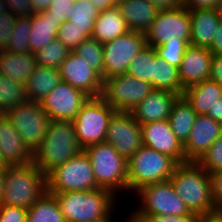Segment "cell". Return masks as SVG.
Listing matches in <instances>:
<instances>
[{
	"label": "cell",
	"instance_id": "6da1fadb",
	"mask_svg": "<svg viewBox=\"0 0 222 222\" xmlns=\"http://www.w3.org/2000/svg\"><path fill=\"white\" fill-rule=\"evenodd\" d=\"M52 194L66 222H98L109 219L115 213L117 196L105 188Z\"/></svg>",
	"mask_w": 222,
	"mask_h": 222
},
{
	"label": "cell",
	"instance_id": "7a4b0ae2",
	"mask_svg": "<svg viewBox=\"0 0 222 222\" xmlns=\"http://www.w3.org/2000/svg\"><path fill=\"white\" fill-rule=\"evenodd\" d=\"M169 180L196 217L217 210L212 197L210 174L197 162L178 164Z\"/></svg>",
	"mask_w": 222,
	"mask_h": 222
},
{
	"label": "cell",
	"instance_id": "3957f363",
	"mask_svg": "<svg viewBox=\"0 0 222 222\" xmlns=\"http://www.w3.org/2000/svg\"><path fill=\"white\" fill-rule=\"evenodd\" d=\"M82 150L73 121L50 120L42 143L33 152L32 161L47 175Z\"/></svg>",
	"mask_w": 222,
	"mask_h": 222
},
{
	"label": "cell",
	"instance_id": "277c9868",
	"mask_svg": "<svg viewBox=\"0 0 222 222\" xmlns=\"http://www.w3.org/2000/svg\"><path fill=\"white\" fill-rule=\"evenodd\" d=\"M46 192V175L32 161L7 166L0 205L29 209Z\"/></svg>",
	"mask_w": 222,
	"mask_h": 222
},
{
	"label": "cell",
	"instance_id": "5b68a950",
	"mask_svg": "<svg viewBox=\"0 0 222 222\" xmlns=\"http://www.w3.org/2000/svg\"><path fill=\"white\" fill-rule=\"evenodd\" d=\"M91 161L97 185L112 191L128 190V161L112 145L106 142L93 144L84 149ZM118 193V194H117Z\"/></svg>",
	"mask_w": 222,
	"mask_h": 222
},
{
	"label": "cell",
	"instance_id": "8992f818",
	"mask_svg": "<svg viewBox=\"0 0 222 222\" xmlns=\"http://www.w3.org/2000/svg\"><path fill=\"white\" fill-rule=\"evenodd\" d=\"M128 191L167 181L178 163L168 155L142 145L128 160Z\"/></svg>",
	"mask_w": 222,
	"mask_h": 222
},
{
	"label": "cell",
	"instance_id": "52a82bcc",
	"mask_svg": "<svg viewBox=\"0 0 222 222\" xmlns=\"http://www.w3.org/2000/svg\"><path fill=\"white\" fill-rule=\"evenodd\" d=\"M98 188L90 158L84 150L46 175V191L50 193L91 191Z\"/></svg>",
	"mask_w": 222,
	"mask_h": 222
},
{
	"label": "cell",
	"instance_id": "ba28073f",
	"mask_svg": "<svg viewBox=\"0 0 222 222\" xmlns=\"http://www.w3.org/2000/svg\"><path fill=\"white\" fill-rule=\"evenodd\" d=\"M136 193L141 204L130 216H195L177 195L170 180L146 185Z\"/></svg>",
	"mask_w": 222,
	"mask_h": 222
},
{
	"label": "cell",
	"instance_id": "9c48e42d",
	"mask_svg": "<svg viewBox=\"0 0 222 222\" xmlns=\"http://www.w3.org/2000/svg\"><path fill=\"white\" fill-rule=\"evenodd\" d=\"M115 112L101 97L86 101L73 120L77 141L83 150L105 141L109 121Z\"/></svg>",
	"mask_w": 222,
	"mask_h": 222
},
{
	"label": "cell",
	"instance_id": "30bf717a",
	"mask_svg": "<svg viewBox=\"0 0 222 222\" xmlns=\"http://www.w3.org/2000/svg\"><path fill=\"white\" fill-rule=\"evenodd\" d=\"M4 115L19 132L26 146L34 152L42 143L50 122L40 102L26 100L6 111Z\"/></svg>",
	"mask_w": 222,
	"mask_h": 222
},
{
	"label": "cell",
	"instance_id": "8fae6325",
	"mask_svg": "<svg viewBox=\"0 0 222 222\" xmlns=\"http://www.w3.org/2000/svg\"><path fill=\"white\" fill-rule=\"evenodd\" d=\"M153 90L150 83L122 74L103 80L101 98L116 112H131Z\"/></svg>",
	"mask_w": 222,
	"mask_h": 222
},
{
	"label": "cell",
	"instance_id": "7c38bea8",
	"mask_svg": "<svg viewBox=\"0 0 222 222\" xmlns=\"http://www.w3.org/2000/svg\"><path fill=\"white\" fill-rule=\"evenodd\" d=\"M147 45L146 35L130 31L103 44L102 80L126 74L130 61Z\"/></svg>",
	"mask_w": 222,
	"mask_h": 222
},
{
	"label": "cell",
	"instance_id": "4fadbf2b",
	"mask_svg": "<svg viewBox=\"0 0 222 222\" xmlns=\"http://www.w3.org/2000/svg\"><path fill=\"white\" fill-rule=\"evenodd\" d=\"M145 35L147 45L152 47L167 41H186L190 44L189 10L180 5L175 9L159 11Z\"/></svg>",
	"mask_w": 222,
	"mask_h": 222
},
{
	"label": "cell",
	"instance_id": "5bb4252c",
	"mask_svg": "<svg viewBox=\"0 0 222 222\" xmlns=\"http://www.w3.org/2000/svg\"><path fill=\"white\" fill-rule=\"evenodd\" d=\"M104 142L128 160L143 145L141 126L130 112H115L109 121Z\"/></svg>",
	"mask_w": 222,
	"mask_h": 222
},
{
	"label": "cell",
	"instance_id": "9a60e30c",
	"mask_svg": "<svg viewBox=\"0 0 222 222\" xmlns=\"http://www.w3.org/2000/svg\"><path fill=\"white\" fill-rule=\"evenodd\" d=\"M90 97L61 81L40 102L50 120L73 121Z\"/></svg>",
	"mask_w": 222,
	"mask_h": 222
},
{
	"label": "cell",
	"instance_id": "2e32d148",
	"mask_svg": "<svg viewBox=\"0 0 222 222\" xmlns=\"http://www.w3.org/2000/svg\"><path fill=\"white\" fill-rule=\"evenodd\" d=\"M61 81L82 91L90 98L101 97L103 80L101 76L84 59L70 51L59 67Z\"/></svg>",
	"mask_w": 222,
	"mask_h": 222
},
{
	"label": "cell",
	"instance_id": "e0dca14e",
	"mask_svg": "<svg viewBox=\"0 0 222 222\" xmlns=\"http://www.w3.org/2000/svg\"><path fill=\"white\" fill-rule=\"evenodd\" d=\"M144 146L173 158L178 164L186 163L183 145L173 133L168 120L140 124Z\"/></svg>",
	"mask_w": 222,
	"mask_h": 222
},
{
	"label": "cell",
	"instance_id": "ac0fdd59",
	"mask_svg": "<svg viewBox=\"0 0 222 222\" xmlns=\"http://www.w3.org/2000/svg\"><path fill=\"white\" fill-rule=\"evenodd\" d=\"M222 124L207 115H197L186 143L183 145L187 162H198L221 136Z\"/></svg>",
	"mask_w": 222,
	"mask_h": 222
},
{
	"label": "cell",
	"instance_id": "d6986e66",
	"mask_svg": "<svg viewBox=\"0 0 222 222\" xmlns=\"http://www.w3.org/2000/svg\"><path fill=\"white\" fill-rule=\"evenodd\" d=\"M213 53L206 47L188 45L178 68L183 89L210 78Z\"/></svg>",
	"mask_w": 222,
	"mask_h": 222
},
{
	"label": "cell",
	"instance_id": "ffe728a7",
	"mask_svg": "<svg viewBox=\"0 0 222 222\" xmlns=\"http://www.w3.org/2000/svg\"><path fill=\"white\" fill-rule=\"evenodd\" d=\"M0 155L7 166L31 163L33 152L4 114H0Z\"/></svg>",
	"mask_w": 222,
	"mask_h": 222
},
{
	"label": "cell",
	"instance_id": "44dd1931",
	"mask_svg": "<svg viewBox=\"0 0 222 222\" xmlns=\"http://www.w3.org/2000/svg\"><path fill=\"white\" fill-rule=\"evenodd\" d=\"M180 96L154 89L130 113L139 124L168 120L173 104Z\"/></svg>",
	"mask_w": 222,
	"mask_h": 222
},
{
	"label": "cell",
	"instance_id": "7402d4cb",
	"mask_svg": "<svg viewBox=\"0 0 222 222\" xmlns=\"http://www.w3.org/2000/svg\"><path fill=\"white\" fill-rule=\"evenodd\" d=\"M191 24L190 45L210 48L220 16L216 8H197L189 11Z\"/></svg>",
	"mask_w": 222,
	"mask_h": 222
},
{
	"label": "cell",
	"instance_id": "603a6c76",
	"mask_svg": "<svg viewBox=\"0 0 222 222\" xmlns=\"http://www.w3.org/2000/svg\"><path fill=\"white\" fill-rule=\"evenodd\" d=\"M117 8L131 31L144 34L159 12L148 0H121Z\"/></svg>",
	"mask_w": 222,
	"mask_h": 222
},
{
	"label": "cell",
	"instance_id": "cb8c5ba5",
	"mask_svg": "<svg viewBox=\"0 0 222 222\" xmlns=\"http://www.w3.org/2000/svg\"><path fill=\"white\" fill-rule=\"evenodd\" d=\"M36 65L34 53L0 50V75L3 77L26 84Z\"/></svg>",
	"mask_w": 222,
	"mask_h": 222
},
{
	"label": "cell",
	"instance_id": "d4e9b609",
	"mask_svg": "<svg viewBox=\"0 0 222 222\" xmlns=\"http://www.w3.org/2000/svg\"><path fill=\"white\" fill-rule=\"evenodd\" d=\"M61 24L53 16H49V11L33 13L30 16L31 32L29 34V50L35 53L41 50L49 42L57 38Z\"/></svg>",
	"mask_w": 222,
	"mask_h": 222
},
{
	"label": "cell",
	"instance_id": "484cf974",
	"mask_svg": "<svg viewBox=\"0 0 222 222\" xmlns=\"http://www.w3.org/2000/svg\"><path fill=\"white\" fill-rule=\"evenodd\" d=\"M130 31L131 30L125 19L120 14L119 9L113 7L99 12L98 17L94 22L91 37L101 44H105Z\"/></svg>",
	"mask_w": 222,
	"mask_h": 222
},
{
	"label": "cell",
	"instance_id": "4316f807",
	"mask_svg": "<svg viewBox=\"0 0 222 222\" xmlns=\"http://www.w3.org/2000/svg\"><path fill=\"white\" fill-rule=\"evenodd\" d=\"M182 96L198 115H207L209 108L222 97V85L211 79L204 80L186 88Z\"/></svg>",
	"mask_w": 222,
	"mask_h": 222
},
{
	"label": "cell",
	"instance_id": "83f0119b",
	"mask_svg": "<svg viewBox=\"0 0 222 222\" xmlns=\"http://www.w3.org/2000/svg\"><path fill=\"white\" fill-rule=\"evenodd\" d=\"M60 82L59 69L36 65L26 83L27 100L41 102Z\"/></svg>",
	"mask_w": 222,
	"mask_h": 222
},
{
	"label": "cell",
	"instance_id": "f1b7e54d",
	"mask_svg": "<svg viewBox=\"0 0 222 222\" xmlns=\"http://www.w3.org/2000/svg\"><path fill=\"white\" fill-rule=\"evenodd\" d=\"M197 115V112L183 96H180L173 104L168 121L173 133L182 145L188 140Z\"/></svg>",
	"mask_w": 222,
	"mask_h": 222
},
{
	"label": "cell",
	"instance_id": "f546056e",
	"mask_svg": "<svg viewBox=\"0 0 222 222\" xmlns=\"http://www.w3.org/2000/svg\"><path fill=\"white\" fill-rule=\"evenodd\" d=\"M153 89L173 92L179 96L184 93L178 68L157 55L154 57Z\"/></svg>",
	"mask_w": 222,
	"mask_h": 222
},
{
	"label": "cell",
	"instance_id": "4dcf8cb0",
	"mask_svg": "<svg viewBox=\"0 0 222 222\" xmlns=\"http://www.w3.org/2000/svg\"><path fill=\"white\" fill-rule=\"evenodd\" d=\"M27 222H66L54 194L43 193L27 210Z\"/></svg>",
	"mask_w": 222,
	"mask_h": 222
},
{
	"label": "cell",
	"instance_id": "1f68e13d",
	"mask_svg": "<svg viewBox=\"0 0 222 222\" xmlns=\"http://www.w3.org/2000/svg\"><path fill=\"white\" fill-rule=\"evenodd\" d=\"M98 15V10L90 0H75L67 21L91 37Z\"/></svg>",
	"mask_w": 222,
	"mask_h": 222
},
{
	"label": "cell",
	"instance_id": "d6a6232c",
	"mask_svg": "<svg viewBox=\"0 0 222 222\" xmlns=\"http://www.w3.org/2000/svg\"><path fill=\"white\" fill-rule=\"evenodd\" d=\"M27 100L26 84L0 75V114Z\"/></svg>",
	"mask_w": 222,
	"mask_h": 222
},
{
	"label": "cell",
	"instance_id": "836d02e7",
	"mask_svg": "<svg viewBox=\"0 0 222 222\" xmlns=\"http://www.w3.org/2000/svg\"><path fill=\"white\" fill-rule=\"evenodd\" d=\"M156 55L155 48L146 45L135 58L130 61L126 74L150 83L153 87L154 57Z\"/></svg>",
	"mask_w": 222,
	"mask_h": 222
},
{
	"label": "cell",
	"instance_id": "e575fe53",
	"mask_svg": "<svg viewBox=\"0 0 222 222\" xmlns=\"http://www.w3.org/2000/svg\"><path fill=\"white\" fill-rule=\"evenodd\" d=\"M69 52L70 50L58 38H55L41 50L34 53L36 64L42 67L59 69Z\"/></svg>",
	"mask_w": 222,
	"mask_h": 222
},
{
	"label": "cell",
	"instance_id": "d590c367",
	"mask_svg": "<svg viewBox=\"0 0 222 222\" xmlns=\"http://www.w3.org/2000/svg\"><path fill=\"white\" fill-rule=\"evenodd\" d=\"M81 56L89 67L94 69L101 77L103 75V44L92 37L85 39L74 50Z\"/></svg>",
	"mask_w": 222,
	"mask_h": 222
},
{
	"label": "cell",
	"instance_id": "8d00e7d4",
	"mask_svg": "<svg viewBox=\"0 0 222 222\" xmlns=\"http://www.w3.org/2000/svg\"><path fill=\"white\" fill-rule=\"evenodd\" d=\"M31 32L30 17H17L13 33L4 49L12 53H28L29 50V34Z\"/></svg>",
	"mask_w": 222,
	"mask_h": 222
},
{
	"label": "cell",
	"instance_id": "74e56055",
	"mask_svg": "<svg viewBox=\"0 0 222 222\" xmlns=\"http://www.w3.org/2000/svg\"><path fill=\"white\" fill-rule=\"evenodd\" d=\"M188 45L186 41H167L154 48L158 57L179 68Z\"/></svg>",
	"mask_w": 222,
	"mask_h": 222
},
{
	"label": "cell",
	"instance_id": "f35d334b",
	"mask_svg": "<svg viewBox=\"0 0 222 222\" xmlns=\"http://www.w3.org/2000/svg\"><path fill=\"white\" fill-rule=\"evenodd\" d=\"M85 32L75 27L69 21L61 24L58 30L57 38L70 50L73 51L85 39L89 38Z\"/></svg>",
	"mask_w": 222,
	"mask_h": 222
},
{
	"label": "cell",
	"instance_id": "ab89813d",
	"mask_svg": "<svg viewBox=\"0 0 222 222\" xmlns=\"http://www.w3.org/2000/svg\"><path fill=\"white\" fill-rule=\"evenodd\" d=\"M197 163L208 173L222 170V134Z\"/></svg>",
	"mask_w": 222,
	"mask_h": 222
},
{
	"label": "cell",
	"instance_id": "60d3db41",
	"mask_svg": "<svg viewBox=\"0 0 222 222\" xmlns=\"http://www.w3.org/2000/svg\"><path fill=\"white\" fill-rule=\"evenodd\" d=\"M16 16L10 12L0 13V50H4L13 33Z\"/></svg>",
	"mask_w": 222,
	"mask_h": 222
},
{
	"label": "cell",
	"instance_id": "b9f144b4",
	"mask_svg": "<svg viewBox=\"0 0 222 222\" xmlns=\"http://www.w3.org/2000/svg\"><path fill=\"white\" fill-rule=\"evenodd\" d=\"M196 218L176 215L129 216L126 222H196Z\"/></svg>",
	"mask_w": 222,
	"mask_h": 222
},
{
	"label": "cell",
	"instance_id": "7bdbcfd3",
	"mask_svg": "<svg viewBox=\"0 0 222 222\" xmlns=\"http://www.w3.org/2000/svg\"><path fill=\"white\" fill-rule=\"evenodd\" d=\"M75 0H52L49 8V16H53L60 23L67 21Z\"/></svg>",
	"mask_w": 222,
	"mask_h": 222
},
{
	"label": "cell",
	"instance_id": "ee69618b",
	"mask_svg": "<svg viewBox=\"0 0 222 222\" xmlns=\"http://www.w3.org/2000/svg\"><path fill=\"white\" fill-rule=\"evenodd\" d=\"M26 208L0 205V222H27Z\"/></svg>",
	"mask_w": 222,
	"mask_h": 222
},
{
	"label": "cell",
	"instance_id": "f6af8a7d",
	"mask_svg": "<svg viewBox=\"0 0 222 222\" xmlns=\"http://www.w3.org/2000/svg\"><path fill=\"white\" fill-rule=\"evenodd\" d=\"M9 7V12L16 17H30L34 11L31 0H4Z\"/></svg>",
	"mask_w": 222,
	"mask_h": 222
},
{
	"label": "cell",
	"instance_id": "bcb514c9",
	"mask_svg": "<svg viewBox=\"0 0 222 222\" xmlns=\"http://www.w3.org/2000/svg\"><path fill=\"white\" fill-rule=\"evenodd\" d=\"M211 177L212 197L217 209H222V170L209 173Z\"/></svg>",
	"mask_w": 222,
	"mask_h": 222
},
{
	"label": "cell",
	"instance_id": "7dc6e473",
	"mask_svg": "<svg viewBox=\"0 0 222 222\" xmlns=\"http://www.w3.org/2000/svg\"><path fill=\"white\" fill-rule=\"evenodd\" d=\"M209 79L222 85V54L213 55Z\"/></svg>",
	"mask_w": 222,
	"mask_h": 222
},
{
	"label": "cell",
	"instance_id": "c3c4849f",
	"mask_svg": "<svg viewBox=\"0 0 222 222\" xmlns=\"http://www.w3.org/2000/svg\"><path fill=\"white\" fill-rule=\"evenodd\" d=\"M219 0H185L181 5L189 11L197 8H216Z\"/></svg>",
	"mask_w": 222,
	"mask_h": 222
},
{
	"label": "cell",
	"instance_id": "681fc988",
	"mask_svg": "<svg viewBox=\"0 0 222 222\" xmlns=\"http://www.w3.org/2000/svg\"><path fill=\"white\" fill-rule=\"evenodd\" d=\"M209 50L213 53V55L222 54V18L219 20V25Z\"/></svg>",
	"mask_w": 222,
	"mask_h": 222
},
{
	"label": "cell",
	"instance_id": "f907efd6",
	"mask_svg": "<svg viewBox=\"0 0 222 222\" xmlns=\"http://www.w3.org/2000/svg\"><path fill=\"white\" fill-rule=\"evenodd\" d=\"M158 11L171 10L179 7L181 4L177 0H148Z\"/></svg>",
	"mask_w": 222,
	"mask_h": 222
},
{
	"label": "cell",
	"instance_id": "816d5d0a",
	"mask_svg": "<svg viewBox=\"0 0 222 222\" xmlns=\"http://www.w3.org/2000/svg\"><path fill=\"white\" fill-rule=\"evenodd\" d=\"M196 222H222V209L199 215Z\"/></svg>",
	"mask_w": 222,
	"mask_h": 222
},
{
	"label": "cell",
	"instance_id": "f5cc1de1",
	"mask_svg": "<svg viewBox=\"0 0 222 222\" xmlns=\"http://www.w3.org/2000/svg\"><path fill=\"white\" fill-rule=\"evenodd\" d=\"M93 6L98 10V12H102L106 9H110L113 7H117V4L121 0H90Z\"/></svg>",
	"mask_w": 222,
	"mask_h": 222
},
{
	"label": "cell",
	"instance_id": "db71d44e",
	"mask_svg": "<svg viewBox=\"0 0 222 222\" xmlns=\"http://www.w3.org/2000/svg\"><path fill=\"white\" fill-rule=\"evenodd\" d=\"M207 116L222 124V97L216 101L213 107L209 108Z\"/></svg>",
	"mask_w": 222,
	"mask_h": 222
},
{
	"label": "cell",
	"instance_id": "11a10c76",
	"mask_svg": "<svg viewBox=\"0 0 222 222\" xmlns=\"http://www.w3.org/2000/svg\"><path fill=\"white\" fill-rule=\"evenodd\" d=\"M51 2L52 0H31L34 13L46 11L49 8Z\"/></svg>",
	"mask_w": 222,
	"mask_h": 222
},
{
	"label": "cell",
	"instance_id": "9f6ffc18",
	"mask_svg": "<svg viewBox=\"0 0 222 222\" xmlns=\"http://www.w3.org/2000/svg\"><path fill=\"white\" fill-rule=\"evenodd\" d=\"M5 172H6V168L0 169V201L2 198L3 186H4V180H5Z\"/></svg>",
	"mask_w": 222,
	"mask_h": 222
},
{
	"label": "cell",
	"instance_id": "6f0895ef",
	"mask_svg": "<svg viewBox=\"0 0 222 222\" xmlns=\"http://www.w3.org/2000/svg\"><path fill=\"white\" fill-rule=\"evenodd\" d=\"M9 12L8 4L4 0H0V13Z\"/></svg>",
	"mask_w": 222,
	"mask_h": 222
},
{
	"label": "cell",
	"instance_id": "680465c9",
	"mask_svg": "<svg viewBox=\"0 0 222 222\" xmlns=\"http://www.w3.org/2000/svg\"><path fill=\"white\" fill-rule=\"evenodd\" d=\"M216 9H217L219 16L222 18V0L218 1Z\"/></svg>",
	"mask_w": 222,
	"mask_h": 222
},
{
	"label": "cell",
	"instance_id": "91938a15",
	"mask_svg": "<svg viewBox=\"0 0 222 222\" xmlns=\"http://www.w3.org/2000/svg\"><path fill=\"white\" fill-rule=\"evenodd\" d=\"M7 167V165L4 163L1 155H0V169H5Z\"/></svg>",
	"mask_w": 222,
	"mask_h": 222
},
{
	"label": "cell",
	"instance_id": "94428289",
	"mask_svg": "<svg viewBox=\"0 0 222 222\" xmlns=\"http://www.w3.org/2000/svg\"><path fill=\"white\" fill-rule=\"evenodd\" d=\"M112 217H113V215L109 219H106V220H103V221H98V222H114Z\"/></svg>",
	"mask_w": 222,
	"mask_h": 222
},
{
	"label": "cell",
	"instance_id": "6125c7cd",
	"mask_svg": "<svg viewBox=\"0 0 222 222\" xmlns=\"http://www.w3.org/2000/svg\"><path fill=\"white\" fill-rule=\"evenodd\" d=\"M180 4H182L185 0H177Z\"/></svg>",
	"mask_w": 222,
	"mask_h": 222
}]
</instances>
